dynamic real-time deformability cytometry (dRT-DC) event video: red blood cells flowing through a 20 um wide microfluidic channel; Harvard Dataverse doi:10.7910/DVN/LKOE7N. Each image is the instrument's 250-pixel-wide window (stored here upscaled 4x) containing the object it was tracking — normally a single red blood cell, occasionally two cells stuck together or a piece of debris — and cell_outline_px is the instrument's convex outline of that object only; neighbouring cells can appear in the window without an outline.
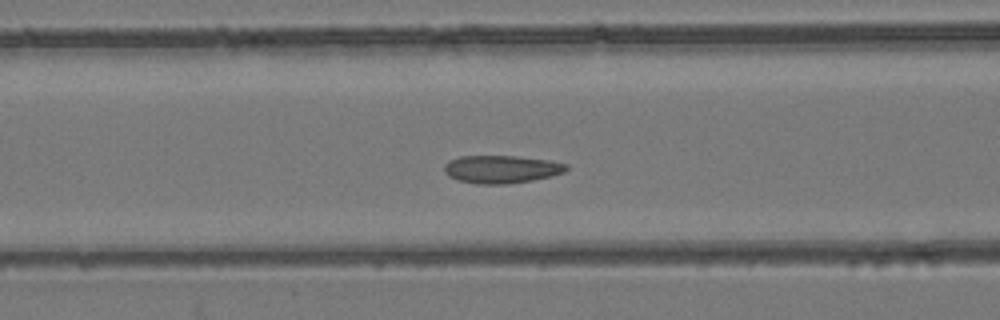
{"species": "common noctule bat (a hibernating species)", "species_latin": "Nyctalus noctula", "temperature_condition": "room temperature", "stored_images_in_passage": 38, "camera_frame_rate_fps": 3000, "um_per_image_px": 0.085, "animal": {"sex": "female", "body_mass_g": 24.6, "forearm_length_mm": 56.2}, "frame": {"image": 1, "passage_image": 6, "time_ms": 1.667, "image_size_px": [1000, 320], "cell_outline_px": [[568, 168], [564, 172], [552, 176], [532, 180], [508, 184], [476, 184], [456, 180], [448, 176], [444, 172], [444, 164], [448, 160], [460, 156], [516, 156], [548, 160], [568, 164]], "centroid_in_image_um": [42.58, 14.39], "position_along_channel_um": 124.0, "area_um2": 20.0}}
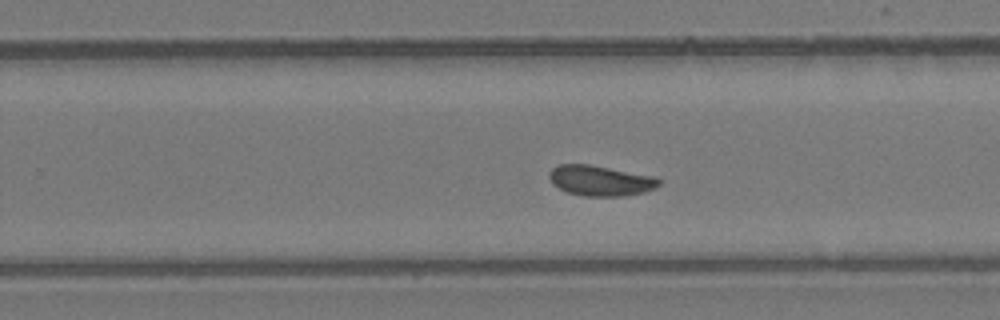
{"frame": {"image": 2, "passage_image": 18, "time_ms": 5.667, "image_size_px": [1000, 320], "cell_outline_px": [[660, 184], [656, 188], [644, 192], [624, 196], [584, 196], [568, 192], [552, 184], [548, 176], [548, 172], [556, 164], [588, 164], [656, 176], [660, 180]], "centroid_in_image_um": [51.03, 15.34], "position_along_channel_um": 278.8, "area_um2": 19.59}}
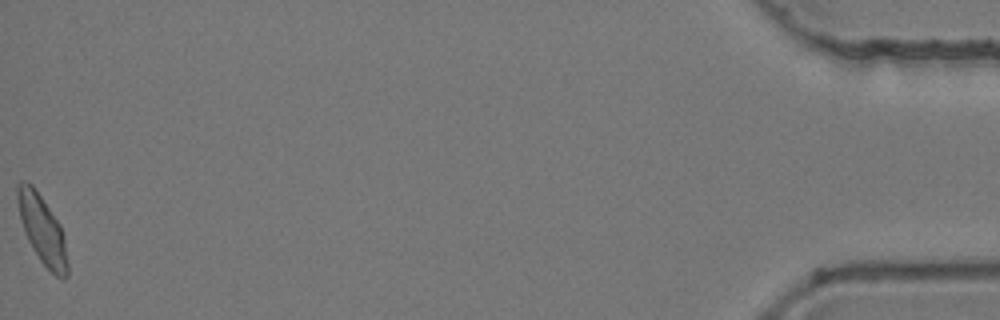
{"frame": {"image": 3, "passage_image": 38, "time_ms": 12.333, "image_size_px": [1000, 320], "cell_outline_px": [[68, 276], [64, 280], [56, 276], [40, 260], [32, 248], [28, 240], [20, 216], [16, 200], [16, 188], [20, 180], [28, 180], [32, 184], [60, 224], [64, 236], [68, 264]], "centroid_in_image_um": [3.59, 19.5], "position_along_channel_um": 431.6, "area_um2": 19.88}, "authors_computed_cell_mechanics": {"area_um2": 19.1896, "velocity_mm_per_s": 3.8783, "shape_relaxation_time_tau1_ms": null, "shape_relaxation_time_tau2_ms": 2.3182, "deformation_change_tau1": null, "deformation_change_tau2": 0.0452}}